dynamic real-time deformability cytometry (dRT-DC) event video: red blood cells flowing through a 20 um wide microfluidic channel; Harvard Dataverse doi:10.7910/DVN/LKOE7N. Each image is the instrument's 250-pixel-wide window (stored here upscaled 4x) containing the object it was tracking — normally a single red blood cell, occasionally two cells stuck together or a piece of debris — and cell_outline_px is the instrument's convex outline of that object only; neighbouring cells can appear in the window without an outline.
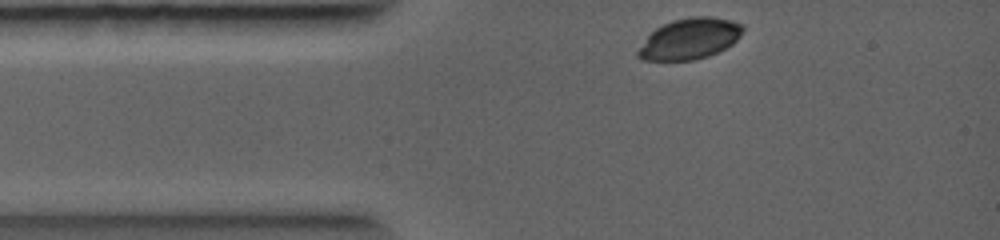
{"species": "common noctule bat (a hibernating species)", "species_latin": "Nyctalus noctula", "temperature_condition": "warm", "stored_images_in_passage": 2, "camera_frame_rate_fps": 5000, "um_per_image_px": 0.085, "animal": {"sex": "female", "body_mass_g": 19.0, "forearm_length_mm": 56.7}, "frame": {"image": 1, "passage_image": 1, "time_ms": 0.0, "image_size_px": [1000, 240], "cell_outline_px": [[744, 28], [740, 36], [732, 44], [708, 56], [692, 60], [640, 60], [636, 56], [636, 52], [648, 36], [656, 28], [672, 20], [692, 16], [712, 16], [732, 20], [744, 24]], "centroid_in_image_um": [58.63, 3.28], "position_along_channel_um": 26.4, "area_um2": 24.97}}